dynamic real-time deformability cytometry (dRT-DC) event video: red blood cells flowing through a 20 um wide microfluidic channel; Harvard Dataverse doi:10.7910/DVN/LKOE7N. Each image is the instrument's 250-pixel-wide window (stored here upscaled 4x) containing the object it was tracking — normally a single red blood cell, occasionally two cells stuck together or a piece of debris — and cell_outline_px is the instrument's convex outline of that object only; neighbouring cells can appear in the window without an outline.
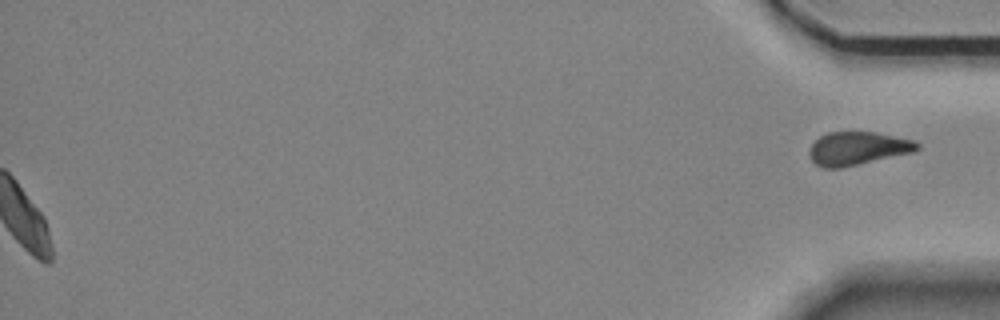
{"species": "Egyptian fruit bat (a non-hibernating species)", "species_latin": "Rousettus aegyptiacus", "temperature_condition": "room temperature", "stored_images_in_passage": 57, "segment_of_instrument_passage": [2, 2], "camera_frame_rate_fps": 3000, "um_per_image_px": 0.085, "animal": {"sex": "female"}, "frame": {"image": 1, "passage_image": 57, "time_ms": 18.667, "image_size_px": [1000, 320], "cell_outline_px": [[920, 148], [916, 152], [840, 168], [824, 168], [816, 164], [812, 160], [808, 152], [812, 144], [820, 136], [828, 132], [876, 132], [916, 140], [920, 144]], "centroid_in_image_um": [72.95, 12.61], "position_along_channel_um": 362.2, "area_um2": 21.1}}